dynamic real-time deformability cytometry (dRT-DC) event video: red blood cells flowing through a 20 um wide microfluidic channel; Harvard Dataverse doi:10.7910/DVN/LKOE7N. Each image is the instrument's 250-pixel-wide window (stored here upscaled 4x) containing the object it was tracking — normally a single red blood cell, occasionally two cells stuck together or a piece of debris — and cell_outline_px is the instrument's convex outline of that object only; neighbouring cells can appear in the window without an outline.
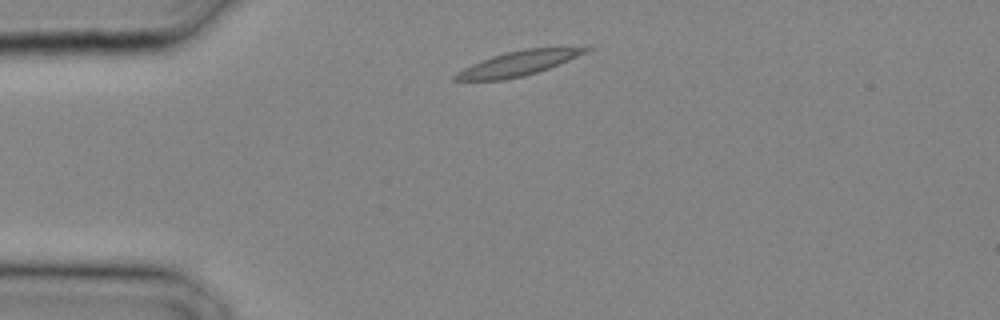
{"species": "common noctule bat (a hibernating species)", "species_latin": "Nyctalus noctula", "temperature_condition": "cold", "stored_images_in_passage": 11, "camera_frame_rate_fps": 3000, "um_per_image_px": 0.085, "animal": {"sex": "male", "body_mass_g": 20.4}, "frame": {"image": 1, "passage_image": 1, "time_ms": 0.0, "image_size_px": [1000, 320], "cell_outline_px": [[592, 48], [588, 52], [548, 68], [524, 76], [504, 80], [452, 80], [452, 76], [456, 72], [472, 64], [492, 56], [504, 52], [524, 48]], "centroid_in_image_um": [43.97, 5.4], "position_along_channel_um": 41.0, "area_um2": 18.44}}
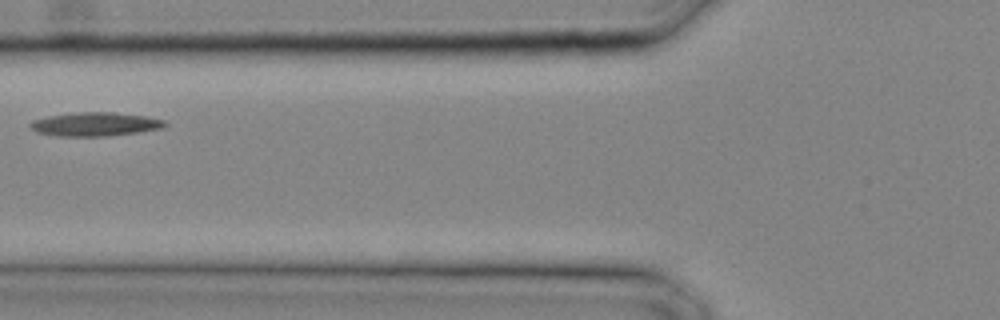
{"frame": {"image": 2, "passage_image": 6, "time_ms": 1.667, "image_size_px": [1000, 320], "cell_outline_px": [[168, 124], [164, 128], [108, 136], [56, 136], [36, 132], [28, 124], [32, 120], [48, 116], [76, 112], [112, 112], [144, 116], [164, 120]], "centroid_in_image_um": [8.06, 10.56], "position_along_channel_um": 117.7, "area_um2": 18.61}}
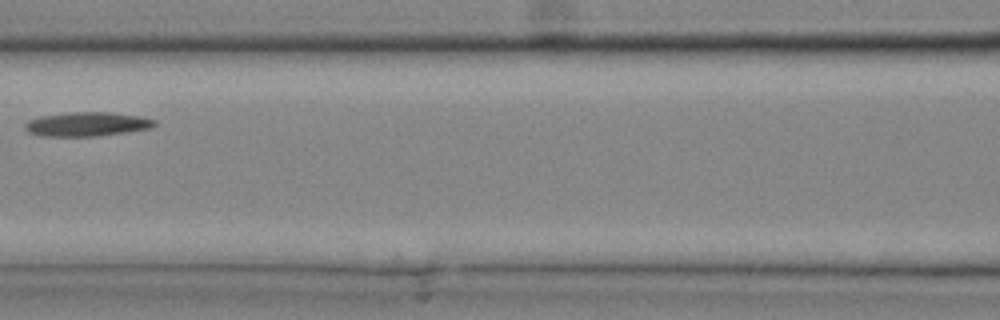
{"frame": {"image": 3, "passage_image": 8, "time_ms": 2.333, "image_size_px": [1000, 320], "cell_outline_px": [[156, 124], [152, 128], [128, 132], [96, 136], [40, 136], [28, 132], [24, 128], [24, 124], [28, 120], [40, 116], [72, 112], [108, 112], [140, 116], [156, 120]], "centroid_in_image_um": [7.39, 10.55], "position_along_channel_um": 159.2, "area_um2": 18.32}}